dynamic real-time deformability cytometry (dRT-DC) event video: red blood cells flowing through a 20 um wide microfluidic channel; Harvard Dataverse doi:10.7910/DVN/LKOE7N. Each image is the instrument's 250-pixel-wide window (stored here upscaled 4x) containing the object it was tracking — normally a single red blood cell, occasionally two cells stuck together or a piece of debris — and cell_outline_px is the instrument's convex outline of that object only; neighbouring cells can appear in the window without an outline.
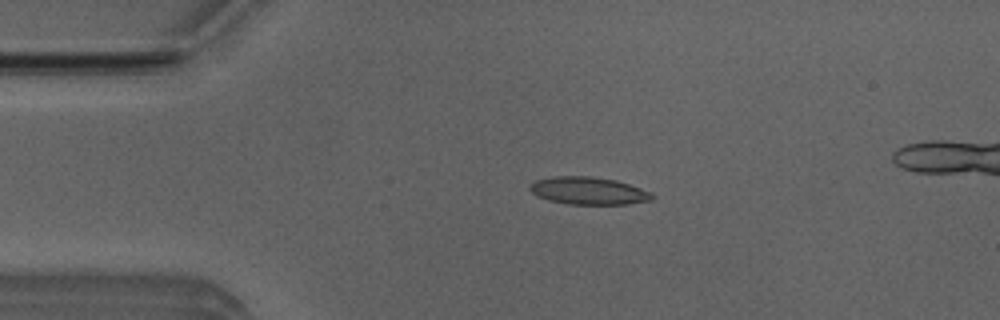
{"species": "Egyptian fruit bat (a non-hibernating species)", "species_latin": "Rousettus aegyptiacus", "temperature_condition": "room temperature", "stored_images_in_passage": 45, "camera_frame_rate_fps": 3000, "um_per_image_px": 0.085, "animal": {"sex": "male"}, "frame": {"image": 1, "passage_image": 7, "time_ms": 2.0, "image_size_px": [1000, 320], "cell_outline_px": [[652, 200], [628, 204], [568, 204], [548, 200], [532, 192], [528, 188], [536, 180], [556, 176], [588, 176], [616, 180], [652, 192]], "centroid_in_image_um": [50.03, 16.22], "position_along_channel_um": 35.0, "area_um2": 19.36}}
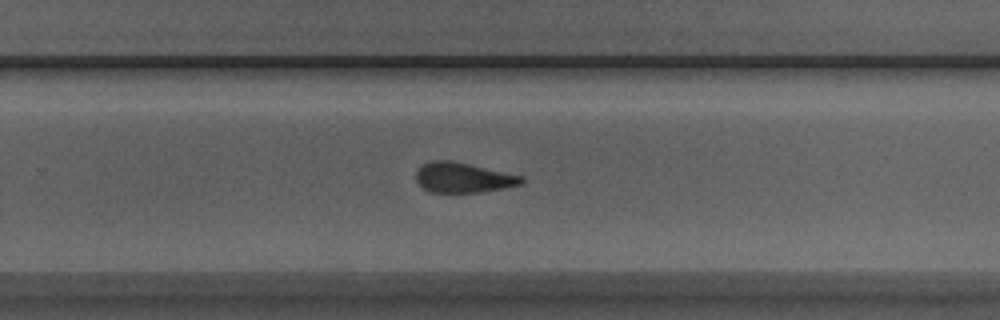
{"frame": {"image": 2, "passage_image": 29, "time_ms": 9.333, "image_size_px": [1000, 320], "cell_outline_px": [[524, 180], [520, 184], [504, 188], [480, 192], [432, 192], [424, 188], [416, 180], [416, 172], [424, 164], [432, 160], [452, 160], [524, 176]], "centroid_in_image_um": [39.38, 15.09], "position_along_channel_um": 290.4, "area_um2": 18.32}}
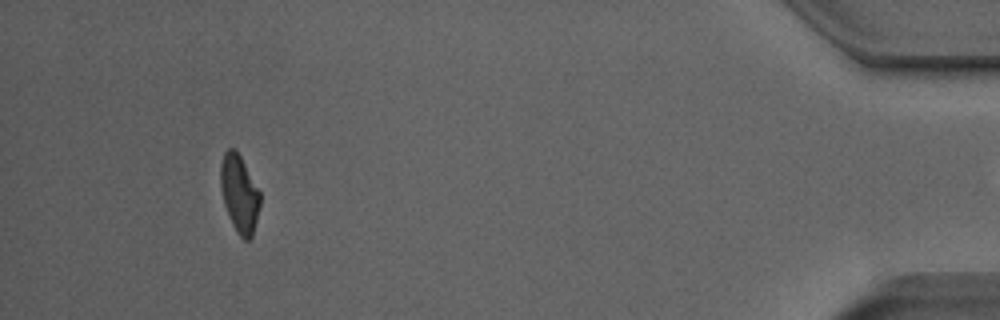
{"frame": {"image": 3, "passage_image": 44, "time_ms": 14.333, "image_size_px": [1000, 320], "cell_outline_px": [[260, 204], [252, 236], [248, 240], [244, 240], [236, 232], [232, 224], [224, 204], [220, 188], [220, 164], [224, 152], [228, 148], [232, 148], [240, 156], [260, 192]], "centroid_in_image_um": [20.33, 16.47], "position_along_channel_um": 414.9, "area_um2": 17.69}}